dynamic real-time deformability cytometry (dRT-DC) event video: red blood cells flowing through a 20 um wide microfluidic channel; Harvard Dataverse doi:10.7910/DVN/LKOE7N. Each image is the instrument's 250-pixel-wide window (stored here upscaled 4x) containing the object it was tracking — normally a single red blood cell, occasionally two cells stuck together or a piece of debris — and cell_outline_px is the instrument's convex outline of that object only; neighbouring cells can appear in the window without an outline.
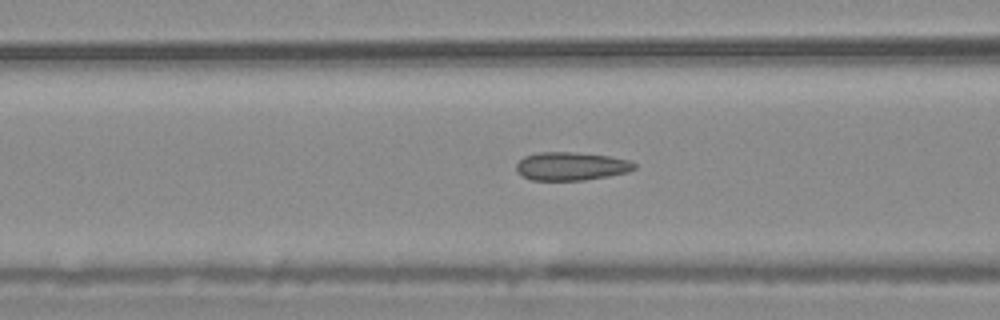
{"species": "common noctule bat (a hibernating species)", "species_latin": "Nyctalus noctula", "temperature_condition": "warm", "stored_images_in_passage": 55, "camera_frame_rate_fps": 3000, "um_per_image_px": 0.085, "animal": {"sex": "male", "body_mass_g": 20.4}, "frame": {"image": 1, "passage_image": 22, "time_ms": 7.0, "image_size_px": [1000, 320], "cell_outline_px": [[636, 168], [628, 172], [608, 176], [584, 180], [532, 180], [516, 172], [516, 164], [524, 156], [540, 152], [572, 152], [608, 156], [628, 160], [636, 164]], "centroid_in_image_um": [48.54, 14.13], "position_along_channel_um": 118.1, "area_um2": 19.36}}
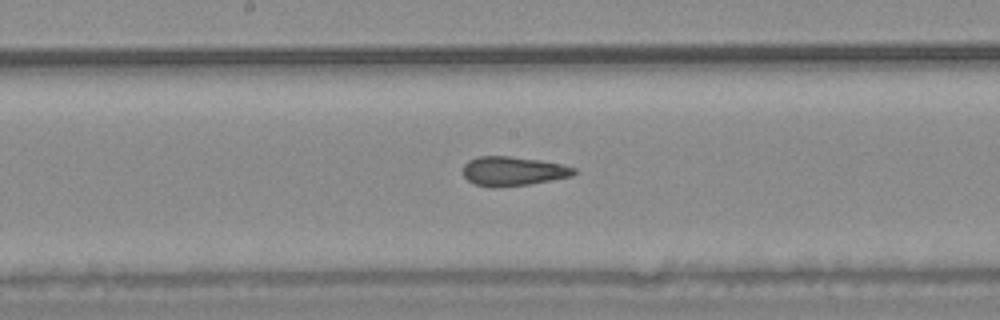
{"frame": {"image": 2, "passage_image": 29, "time_ms": 9.333, "image_size_px": [1000, 320], "cell_outline_px": [[576, 172], [572, 176], [528, 184], [492, 188], [476, 184], [468, 180], [464, 176], [464, 164], [468, 160], [480, 156], [508, 156], [540, 160], [560, 164], [576, 168]], "centroid_in_image_um": [43.59, 14.54], "position_along_channel_um": 204.6, "area_um2": 18.73}}
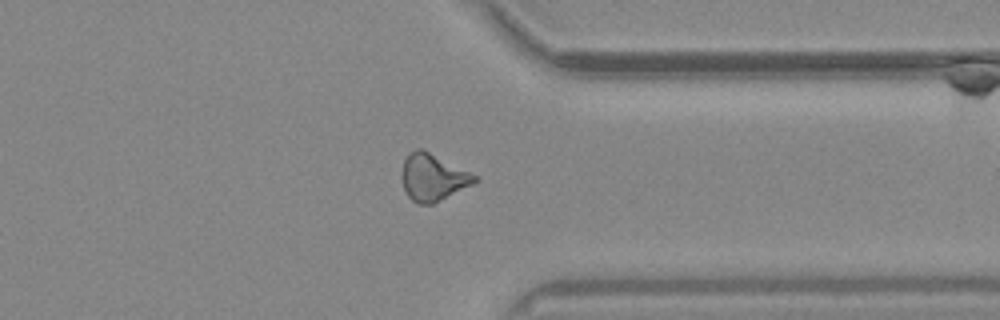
{"frame": {"image": 3, "passage_image": 43, "time_ms": 14.0, "image_size_px": [1000, 320], "cell_outline_px": [[480, 180], [432, 204], [420, 204], [412, 200], [408, 196], [400, 180], [400, 176], [404, 160], [408, 152], [416, 148], [424, 148], [476, 176]], "centroid_in_image_um": [36.74, 15.04], "position_along_channel_um": 374.7, "area_um2": 19.94}, "authors_computed_cell_mechanics": {"area_um2": 19.652, "velocity_mm_per_s": 3.707, "shape_relaxation_time_tau1_ms": null, "shape_relaxation_time_tau2_ms": 2.3358, "deformation_change_tau1": null, "deformation_change_tau2": 0.0904}}